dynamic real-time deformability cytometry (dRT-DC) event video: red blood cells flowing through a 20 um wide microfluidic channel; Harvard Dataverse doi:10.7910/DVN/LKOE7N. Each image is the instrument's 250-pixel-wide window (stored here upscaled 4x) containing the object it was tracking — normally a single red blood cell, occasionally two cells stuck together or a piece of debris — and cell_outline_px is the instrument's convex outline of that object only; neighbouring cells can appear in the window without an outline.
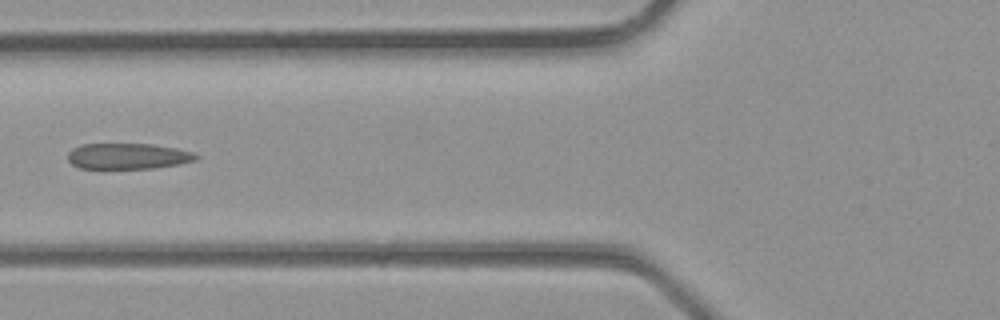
{"species": "common noctule bat (a hibernating species)", "species_latin": "Nyctalus noctula", "temperature_condition": "room temperature", "stored_images_in_passage": 5, "camera_frame_rate_fps": 3000, "um_per_image_px": 0.085, "animal": {"sex": "male", "body_mass_g": 23.1, "forearm_length_mm": 52.7}, "frame": {"image": 1, "passage_image": 5, "time_ms": 1.333, "image_size_px": [1000, 320], "cell_outline_px": [[200, 156], [196, 160], [180, 164], [156, 168], [100, 172], [80, 168], [72, 164], [68, 160], [68, 152], [72, 148], [80, 144], [152, 144], [176, 148], [196, 152]], "centroid_in_image_um": [10.84, 13.33], "position_along_channel_um": 115.0, "area_um2": 20.58}}